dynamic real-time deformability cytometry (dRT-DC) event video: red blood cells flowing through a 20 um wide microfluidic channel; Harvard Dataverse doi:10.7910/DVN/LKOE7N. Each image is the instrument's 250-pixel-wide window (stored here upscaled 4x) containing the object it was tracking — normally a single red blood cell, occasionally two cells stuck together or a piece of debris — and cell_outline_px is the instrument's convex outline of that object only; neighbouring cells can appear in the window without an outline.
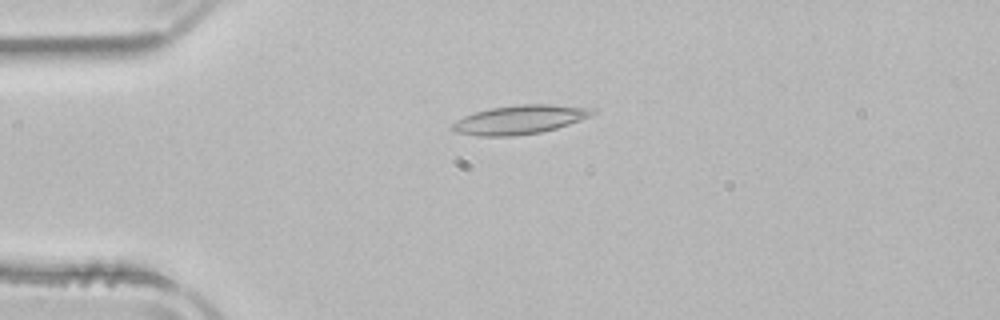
{"species": "common noctule bat (a hibernating species)", "species_latin": "Nyctalus noctula", "temperature_condition": "room temperature", "stored_images_in_passage": 51, "camera_frame_rate_fps": 3000, "um_per_image_px": 0.085, "animal": {"sex": "male", "body_mass_g": 21.5, "forearm_length_mm": 52.0}, "frame": {"image": 1, "passage_image": 12, "time_ms": 3.667, "image_size_px": [1000, 320], "cell_outline_px": [[596, 112], [592, 116], [556, 128], [540, 132], [512, 136], [480, 136], [456, 132], [452, 128], [452, 124], [456, 120], [464, 116], [488, 108], [520, 104], [552, 104], [596, 108]], "centroid_in_image_um": [44.22, 10.15], "position_along_channel_um": 40.8, "area_um2": 23.58}}
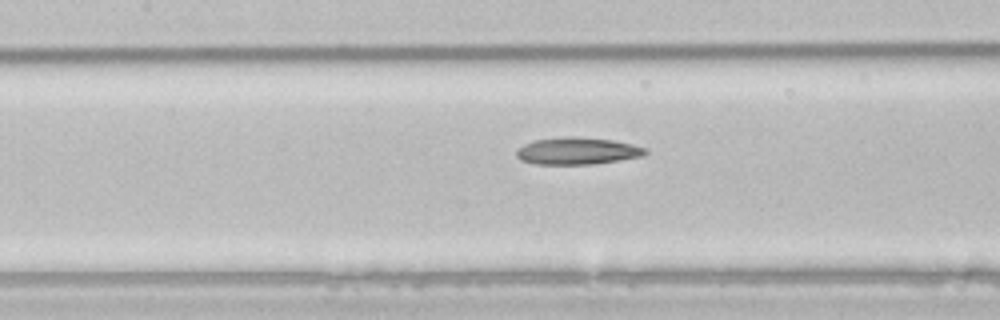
{"frame": {"image": 2, "passage_image": 23, "time_ms": 7.333, "image_size_px": [1000, 320], "cell_outline_px": [[648, 152], [644, 156], [620, 160], [592, 164], [536, 164], [520, 160], [516, 156], [516, 148], [532, 140], [564, 136], [576, 136], [612, 140], [632, 144], [644, 148]], "centroid_in_image_um": [49.03, 12.82], "position_along_channel_um": 158.4, "area_um2": 20.52}}
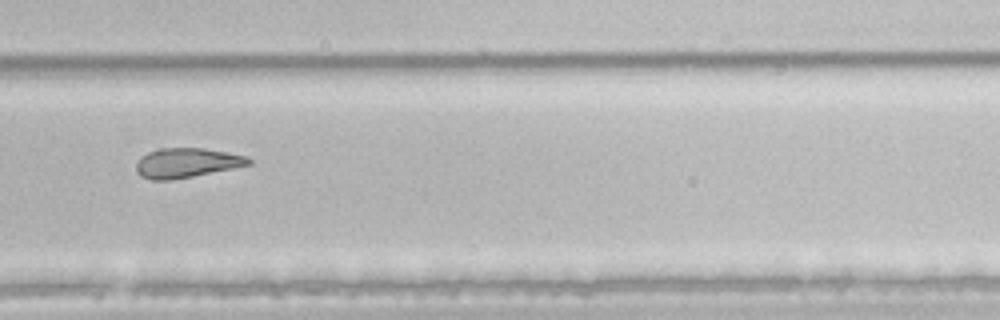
{"frame": {"image": 3, "passage_image": 35, "time_ms": 11.333, "image_size_px": [1000, 320], "cell_outline_px": [[252, 164], [172, 180], [152, 180], [140, 176], [136, 172], [136, 164], [140, 156], [148, 152], [160, 148], [204, 148], [244, 156], [252, 160]], "centroid_in_image_um": [15.8, 13.84], "position_along_channel_um": 314.0, "area_um2": 19.25}}